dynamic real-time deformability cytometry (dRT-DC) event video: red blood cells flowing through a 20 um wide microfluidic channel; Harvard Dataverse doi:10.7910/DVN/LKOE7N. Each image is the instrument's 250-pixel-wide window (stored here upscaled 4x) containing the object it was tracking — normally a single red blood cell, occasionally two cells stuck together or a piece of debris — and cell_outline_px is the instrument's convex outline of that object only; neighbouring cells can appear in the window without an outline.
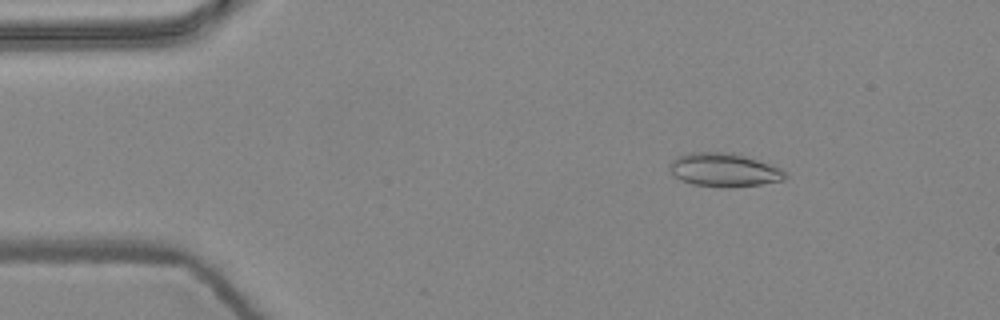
{"species": "common noctule bat (a hibernating species)", "species_latin": "Nyctalus noctula", "temperature_condition": "warm", "stored_images_in_passage": 4, "camera_frame_rate_fps": 3000, "um_per_image_px": 0.085, "animal": {"sex": "female", "body_mass_g": 24.6, "forearm_length_mm": 56.2}, "frame": {"image": 1, "passage_image": 2, "time_ms": 0.333, "image_size_px": [1000, 320], "cell_outline_px": [[788, 176], [784, 180], [760, 184], [728, 188], [692, 184], [680, 180], [668, 168], [668, 164], [676, 156], [688, 152], [732, 152], [780, 168]], "centroid_in_image_um": [61.49, 14.44], "position_along_channel_um": 23.5, "area_um2": 22.6}}